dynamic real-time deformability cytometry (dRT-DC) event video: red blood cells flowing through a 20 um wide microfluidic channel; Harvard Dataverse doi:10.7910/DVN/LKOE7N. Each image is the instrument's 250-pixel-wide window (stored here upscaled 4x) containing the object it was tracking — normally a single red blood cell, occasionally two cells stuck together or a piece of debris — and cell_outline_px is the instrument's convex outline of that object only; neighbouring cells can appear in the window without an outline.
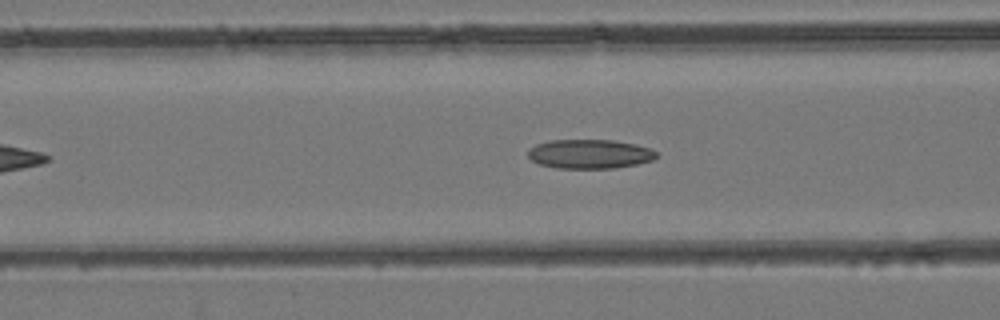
{"species": "common noctule bat (a hibernating species)", "species_latin": "Nyctalus noctula", "temperature_condition": "room temperature", "stored_images_in_passage": 35, "camera_frame_rate_fps": 3000, "um_per_image_px": 0.085, "animal": {"sex": "female", "body_mass_g": 24.6, "forearm_length_mm": 56.2}, "frame": {"image": 1, "passage_image": 11, "time_ms": 3.333, "image_size_px": [1000, 320], "cell_outline_px": [[656, 156], [652, 160], [636, 164], [616, 168], [556, 168], [540, 164], [532, 160], [528, 156], [528, 148], [536, 144], [548, 140], [612, 140], [636, 144], [652, 148], [656, 152]], "centroid_in_image_um": [50.11, 13.08], "position_along_channel_um": 116.5, "area_um2": 21.91}}
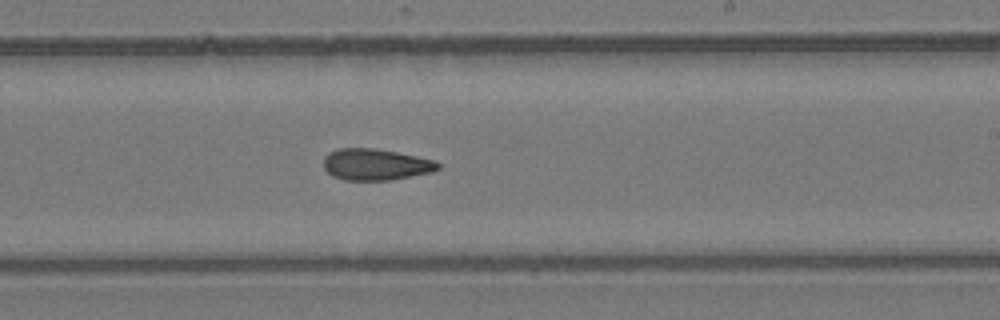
{"frame": {"image": 2, "passage_image": 21, "time_ms": 6.667, "image_size_px": [1000, 320], "cell_outline_px": [[440, 168], [432, 172], [388, 180], [344, 180], [332, 176], [324, 168], [324, 156], [328, 152], [336, 148], [372, 148], [396, 152], [436, 160], [440, 164]], "centroid_in_image_um": [31.91, 13.97], "position_along_channel_um": 257.1, "area_um2": 20.98}}
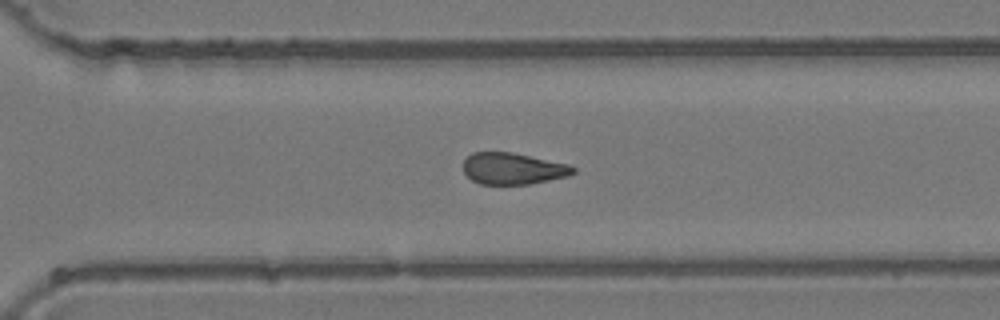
{"frame": {"image": 3, "passage_image": 26, "time_ms": 8.333, "image_size_px": [1000, 320], "cell_outline_px": [[576, 172], [568, 176], [528, 184], [480, 184], [472, 180], [464, 172], [464, 160], [472, 152], [512, 152], [568, 164], [576, 168]], "centroid_in_image_um": [43.6, 14.32], "position_along_channel_um": 327.0, "area_um2": 20.11}}